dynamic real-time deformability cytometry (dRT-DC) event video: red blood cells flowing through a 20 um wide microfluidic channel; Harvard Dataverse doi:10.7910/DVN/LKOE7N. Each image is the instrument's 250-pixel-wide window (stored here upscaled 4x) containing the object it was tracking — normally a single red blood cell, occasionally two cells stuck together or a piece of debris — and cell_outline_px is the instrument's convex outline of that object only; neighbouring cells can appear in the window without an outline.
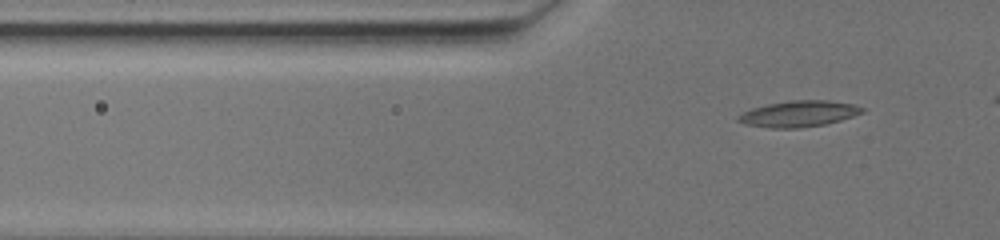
{"species": "common noctule bat (a hibernating species)", "species_latin": "Nyctalus noctula", "temperature_condition": "warm", "stored_images_in_passage": 52, "camera_frame_rate_fps": 3000, "um_per_image_px": 0.085, "animal": {"sex": "female", "body_mass_g": 19.5, "forearm_length_mm": 54.1}, "frame": {"image": 1, "passage_image": 13, "time_ms": 4.0, "image_size_px": [1000, 240], "cell_outline_px": [[864, 112], [840, 120], [824, 124], [796, 128], [772, 128], [744, 124], [736, 120], [736, 116], [752, 108], [768, 104], [792, 100], [828, 100], [852, 104], [864, 108]], "centroid_in_image_um": [67.86, 9.67], "position_along_channel_um": 57.9, "area_um2": 18.67}}
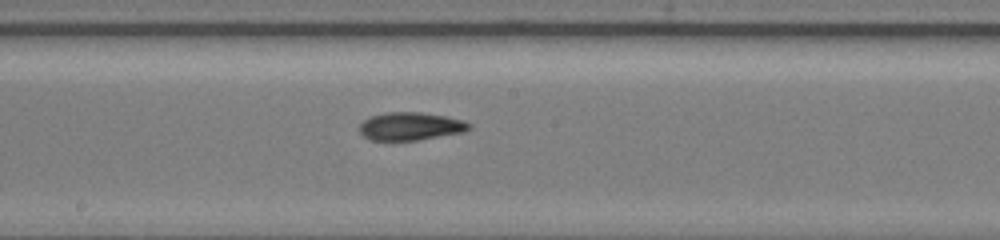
{"frame": {"image": 2, "passage_image": 30, "time_ms": 9.667, "image_size_px": [1000, 240], "cell_outline_px": [[472, 128], [464, 132], [416, 140], [372, 140], [364, 136], [360, 132], [360, 124], [364, 120], [372, 116], [384, 112], [420, 112], [448, 116], [464, 120], [472, 124]], "centroid_in_image_um": [34.94, 10.72], "position_along_channel_um": 213.3, "area_um2": 17.92}}
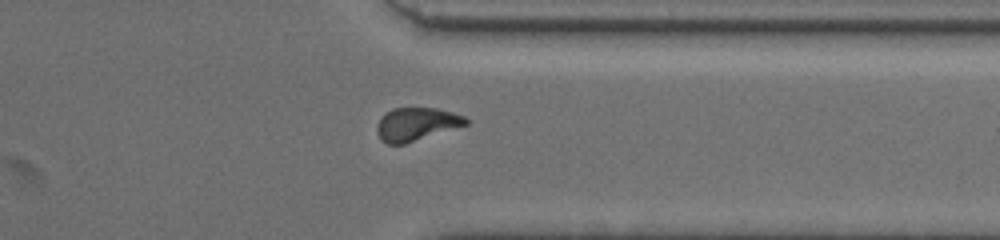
{"frame": {"image": 3, "passage_image": 46, "time_ms": 15.0, "image_size_px": [1000, 240], "cell_outline_px": [[468, 124], [404, 144], [388, 144], [380, 140], [376, 132], [376, 124], [380, 116], [384, 112], [392, 108], [436, 108], [452, 112], [464, 116], [468, 120]], "centroid_in_image_um": [35.33, 10.54], "position_along_channel_um": 376.1, "area_um2": 17.28}}